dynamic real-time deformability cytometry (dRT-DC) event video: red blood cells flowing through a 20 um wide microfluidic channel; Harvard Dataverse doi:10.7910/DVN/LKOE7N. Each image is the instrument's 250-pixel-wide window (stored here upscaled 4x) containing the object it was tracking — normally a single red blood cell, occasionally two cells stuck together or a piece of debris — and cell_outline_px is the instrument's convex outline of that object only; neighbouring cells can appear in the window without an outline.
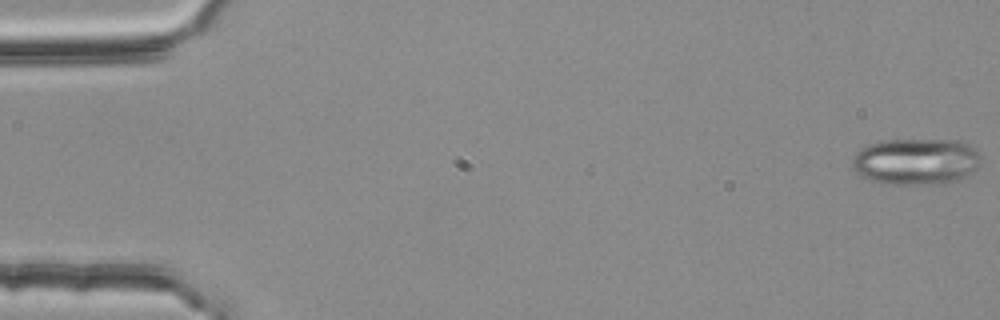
{"species": "common noctule bat (a hibernating species)", "species_latin": "Nyctalus noctula", "temperature_condition": "room temperature", "stored_images_in_passage": 55, "segment_of_instrument_passage": [1, 2], "camera_frame_rate_fps": 3000, "um_per_image_px": 0.085, "animal": {"sex": "female", "body_mass_g": 25.1}, "frame": {"image": 1, "passage_image": 1, "time_ms": 0.0, "image_size_px": [1000, 320], "cell_outline_px": [[980, 160], [976, 168], [972, 172], [956, 180], [944, 184], [888, 184], [868, 180], [860, 176], [852, 168], [852, 156], [856, 152], [868, 144], [880, 140], [960, 140], [976, 148], [980, 156]], "centroid_in_image_um": [77.82, 13.72], "position_along_channel_um": 7.2, "area_um2": 35.2}}